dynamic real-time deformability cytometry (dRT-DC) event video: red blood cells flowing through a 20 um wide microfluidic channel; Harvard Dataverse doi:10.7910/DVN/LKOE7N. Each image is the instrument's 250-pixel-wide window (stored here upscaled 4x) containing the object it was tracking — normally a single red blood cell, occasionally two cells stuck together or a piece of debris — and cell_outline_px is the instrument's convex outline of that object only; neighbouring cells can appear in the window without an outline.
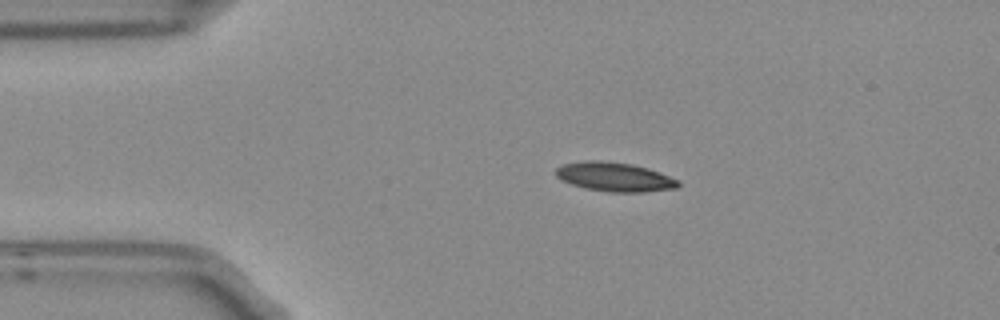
{"species": "Egyptian fruit bat (a non-hibernating species)", "species_latin": "Rousettus aegyptiacus", "temperature_condition": "room temperature", "stored_images_in_passage": 4, "camera_frame_rate_fps": 3000, "um_per_image_px": 0.085, "frame": {"image": 1, "passage_image": 2, "time_ms": 0.333, "image_size_px": [1000, 320], "cell_outline_px": [[680, 184], [676, 188], [644, 192], [608, 192], [584, 188], [572, 184], [556, 176], [556, 168], [564, 164], [584, 160], [600, 160], [632, 164], [648, 168], [660, 172], [680, 180]], "centroid_in_image_um": [52.27, 15.03], "position_along_channel_um": 32.7, "area_um2": 20.81}}
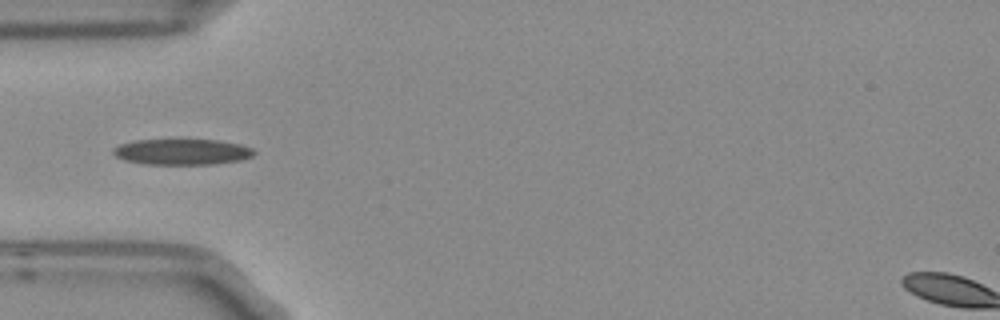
{"frame": {"image": 2, "passage_image": 4, "time_ms": 1.0, "image_size_px": [1000, 320], "cell_outline_px": [[256, 152], [252, 156], [240, 160], [212, 164], [148, 164], [124, 160], [116, 156], [112, 152], [112, 148], [120, 144], [136, 140], [220, 140], [240, 144], [252, 148]], "centroid_in_image_um": [15.48, 12.9], "position_along_channel_um": 69.5, "area_um2": 21.1}}